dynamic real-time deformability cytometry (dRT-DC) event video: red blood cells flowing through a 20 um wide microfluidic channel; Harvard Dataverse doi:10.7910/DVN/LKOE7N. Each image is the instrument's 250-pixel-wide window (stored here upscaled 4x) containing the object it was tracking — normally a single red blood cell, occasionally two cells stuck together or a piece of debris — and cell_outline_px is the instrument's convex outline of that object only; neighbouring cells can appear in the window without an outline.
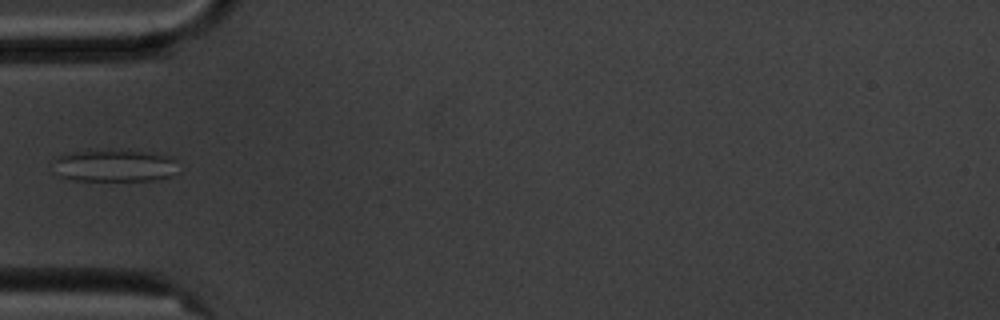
{"species": "common noctule bat (a hibernating species)", "species_latin": "Nyctalus noctula", "temperature_condition": "cold", "stored_images_in_passage": 3, "camera_frame_rate_fps": 3000, "um_per_image_px": 0.085, "animal": {"sex": "male", "body_mass_g": 20.1, "forearm_length_mm": 53.5}, "frame": {"image": 1, "passage_image": 3, "time_ms": 2.333, "image_size_px": [1000, 320], "cell_outline_px": [[176, 160], [172, 176], [152, 180], [76, 180], [60, 176], [52, 172], [52, 156], [64, 152], [88, 148], [112, 148], [140, 152], [164, 156]], "centroid_in_image_um": [9.49, 14.03], "position_along_channel_um": 75.5, "area_um2": 24.28}}